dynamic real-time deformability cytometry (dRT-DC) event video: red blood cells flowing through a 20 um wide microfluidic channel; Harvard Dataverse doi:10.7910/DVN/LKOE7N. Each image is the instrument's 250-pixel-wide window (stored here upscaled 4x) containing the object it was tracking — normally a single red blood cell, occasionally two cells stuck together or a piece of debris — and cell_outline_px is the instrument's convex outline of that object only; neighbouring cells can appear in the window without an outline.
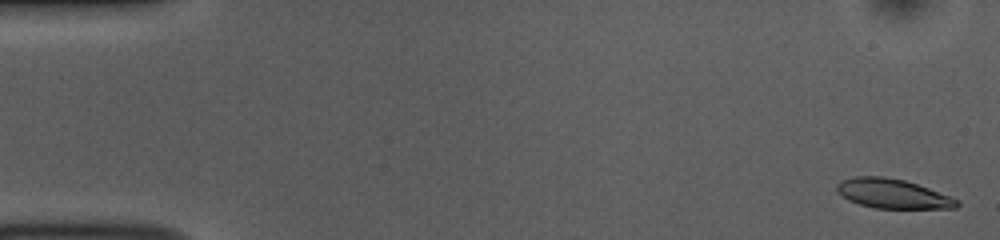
{"species": "common noctule bat (a hibernating species)", "species_latin": "Nyctalus noctula", "temperature_condition": "room temperature", "stored_images_in_passage": 54, "camera_frame_rate_fps": 3000, "um_per_image_px": 0.085, "animal": {"sex": "female", "body_mass_g": 10.0, "forearm_length_mm": 53.1}, "frame": {"image": 1, "passage_image": 2, "time_ms": 0.333, "image_size_px": [1000, 240], "cell_outline_px": [[960, 204], [956, 208], [876, 208], [860, 204], [848, 200], [840, 196], [836, 192], [836, 184], [840, 180], [856, 176], [884, 176], [904, 180], [928, 188], [960, 200]], "centroid_in_image_um": [75.83, 16.46], "position_along_channel_um": 9.2, "area_um2": 20.63}}
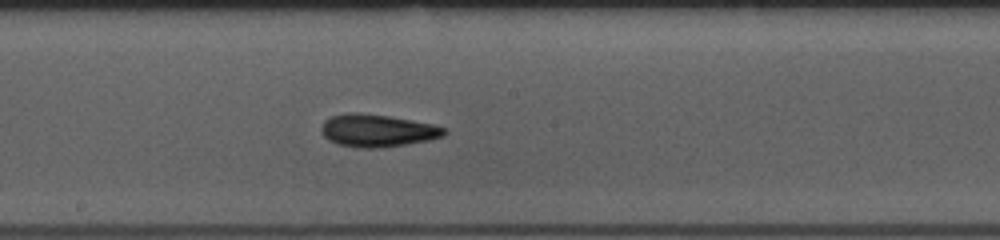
{"frame": {"image": 2, "passage_image": 29, "time_ms": 9.333, "image_size_px": [1000, 240], "cell_outline_px": [[448, 132], [444, 136], [428, 140], [380, 148], [364, 148], [340, 144], [328, 140], [320, 132], [320, 128], [324, 120], [332, 116], [348, 112], [356, 112], [388, 116], [432, 124], [448, 128]], "centroid_in_image_um": [32.07, 11.09], "position_along_channel_um": 216.1, "area_um2": 23.24}}
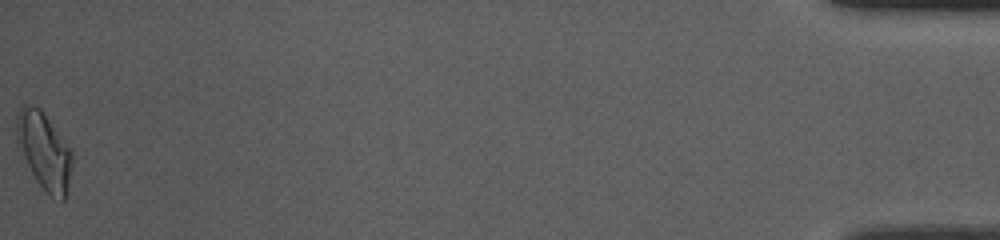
{"frame": {"image": 3, "passage_image": 54, "time_ms": 17.667, "image_size_px": [1000, 240], "cell_outline_px": [[72, 164], [64, 200], [60, 204], [48, 196], [36, 180], [16, 148], [16, 116], [20, 108], [24, 104], [32, 104], [40, 108], [72, 152]], "centroid_in_image_um": [3.7, 12.86], "position_along_channel_um": 431.5, "area_um2": 25.2}, "authors_computed_cell_mechanics": {"area_um2": 21.675, "velocity_mm_per_s": 3.7485, "shape_relaxation_time_tau1_ms": 4.3849, "shape_relaxation_time_tau2_ms": 3.5067, "deformation_change_tau1": 0.1791, "deformation_change_tau2": 0.112}}